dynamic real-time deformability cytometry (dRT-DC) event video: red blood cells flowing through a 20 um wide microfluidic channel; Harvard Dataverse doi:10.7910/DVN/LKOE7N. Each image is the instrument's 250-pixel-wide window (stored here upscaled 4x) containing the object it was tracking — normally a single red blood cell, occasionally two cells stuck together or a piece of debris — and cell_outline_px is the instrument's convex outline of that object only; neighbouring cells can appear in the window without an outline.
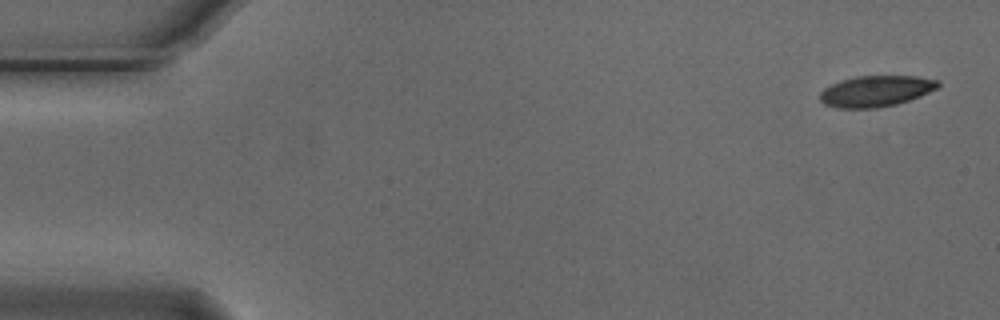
{"species": "Egyptian fruit bat (a non-hibernating species)", "species_latin": "Rousettus aegyptiacus", "temperature_condition": "cold", "stored_images_in_passage": 5, "camera_frame_rate_fps": 3000, "um_per_image_px": 0.085, "animal": {"sex": "male"}, "frame": {"image": 1, "passage_image": 1, "time_ms": 0.0, "image_size_px": [1000, 320], "cell_outline_px": [[940, 84], [936, 88], [920, 96], [896, 104], [876, 108], [836, 108], [824, 104], [820, 100], [820, 92], [824, 88], [840, 80], [856, 76], [916, 76], [940, 80]], "centroid_in_image_um": [74.43, 7.74], "position_along_channel_um": 10.6, "area_um2": 21.33}}
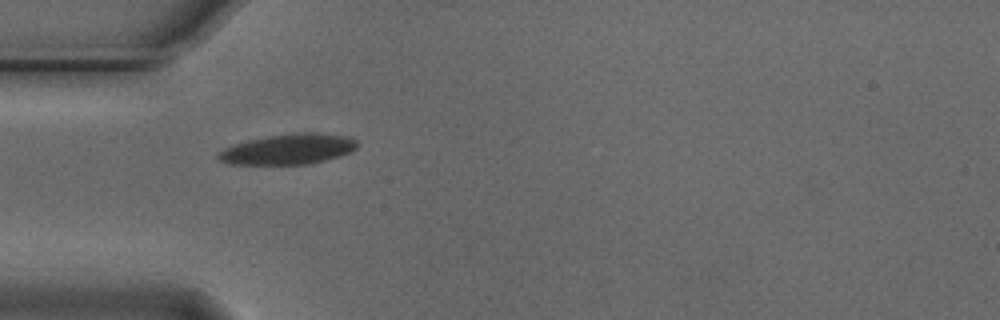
{"frame": {"image": 2, "passage_image": 5, "time_ms": 1.333, "image_size_px": [1000, 320], "cell_outline_px": [[356, 148], [352, 152], [340, 156], [308, 164], [228, 164], [220, 160], [216, 156], [224, 148], [248, 140], [268, 136], [304, 132], [312, 132], [348, 136], [356, 140]], "centroid_in_image_um": [24.53, 12.68], "position_along_channel_um": 60.5, "area_um2": 24.39}}